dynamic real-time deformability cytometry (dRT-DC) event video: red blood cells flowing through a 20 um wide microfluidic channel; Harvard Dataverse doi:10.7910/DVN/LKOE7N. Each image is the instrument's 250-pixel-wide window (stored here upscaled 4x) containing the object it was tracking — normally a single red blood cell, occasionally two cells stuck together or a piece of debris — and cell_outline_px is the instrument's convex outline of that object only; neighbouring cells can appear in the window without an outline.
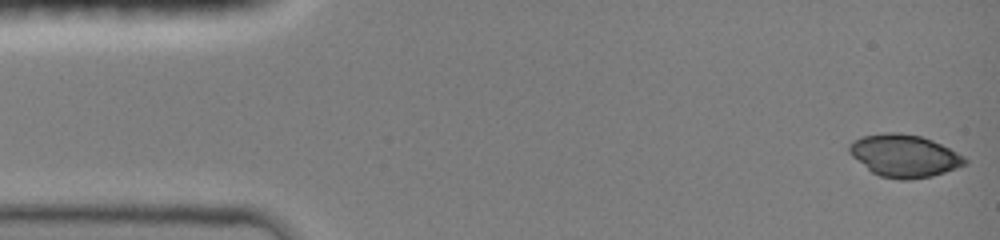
{"species": "common noctule bat (a hibernating species)", "species_latin": "Nyctalus noctula", "temperature_condition": "room temperature", "stored_images_in_passage": 10, "camera_frame_rate_fps": 3000, "um_per_image_px": 0.085, "animal": {"sex": "female", "body_mass_g": 19.0, "forearm_length_mm": 51.5}, "frame": {"image": 1, "passage_image": 1, "time_ms": 0.0, "image_size_px": [1000, 240], "cell_outline_px": [[968, 164], [932, 176], [908, 180], [900, 180], [880, 176], [872, 172], [852, 156], [848, 152], [848, 144], [852, 140], [864, 136], [884, 132], [900, 132], [920, 136], [932, 140], [964, 156], [968, 160]], "centroid_in_image_um": [76.85, 13.24], "position_along_channel_um": 8.2, "area_um2": 28.61}}
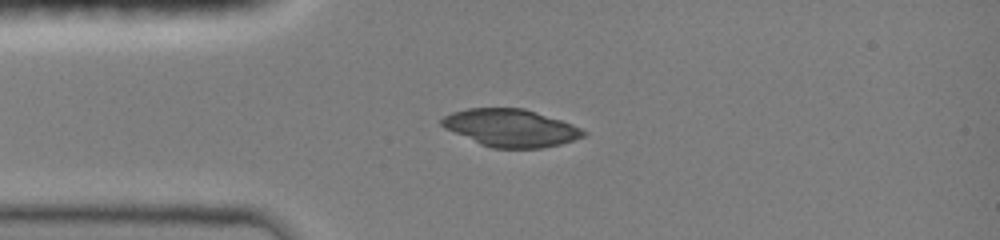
{"frame": {"image": 2, "passage_image": 5, "time_ms": 3.333, "image_size_px": [1000, 240], "cell_outline_px": [[588, 132], [584, 136], [560, 144], [540, 148], [492, 148], [480, 144], [444, 128], [440, 124], [440, 120], [444, 116], [452, 112], [468, 108], [524, 108], [572, 124]], "centroid_in_image_um": [43.38, 10.87], "position_along_channel_um": 41.6, "area_um2": 30.81}}